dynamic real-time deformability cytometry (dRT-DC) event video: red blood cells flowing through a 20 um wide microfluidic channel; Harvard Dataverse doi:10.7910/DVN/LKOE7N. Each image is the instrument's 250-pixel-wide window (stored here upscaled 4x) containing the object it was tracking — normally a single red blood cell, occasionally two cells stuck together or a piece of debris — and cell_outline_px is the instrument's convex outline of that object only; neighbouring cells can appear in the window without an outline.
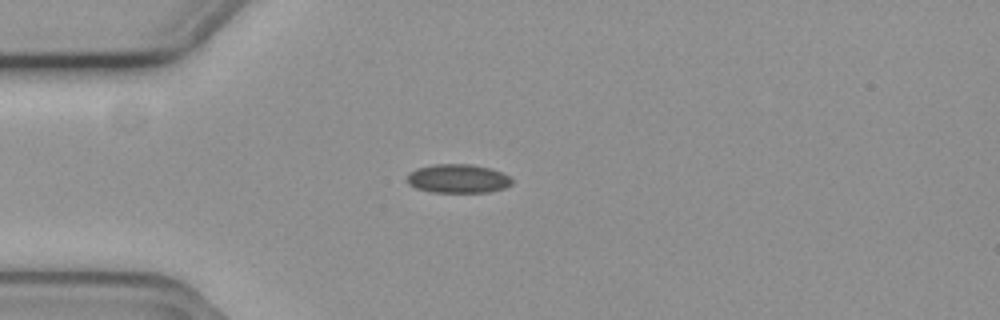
{"species": "common noctule bat (a hibernating species)", "species_latin": "Nyctalus noctula", "temperature_condition": "cold", "stored_images_in_passage": 34, "camera_frame_rate_fps": 3000, "um_per_image_px": 0.085, "animal": {"sex": "female", "body_mass_g": 19.3, "forearm_length_mm": 54.1}, "frame": {"image": 1, "passage_image": 1, "time_ms": 0.0, "image_size_px": [1000, 320], "cell_outline_px": [[512, 184], [504, 188], [488, 192], [432, 192], [416, 188], [408, 184], [408, 172], [416, 168], [432, 164], [472, 164], [492, 168], [508, 176], [512, 180]], "centroid_in_image_um": [38.91, 15.17], "position_along_channel_um": 46.1, "area_um2": 17.69}}
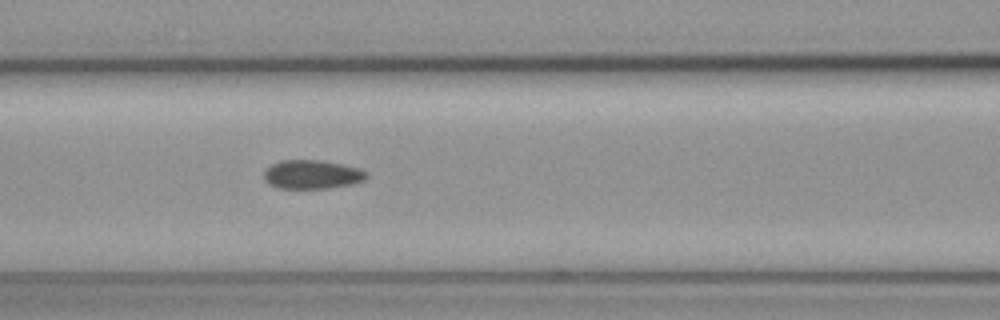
{"frame": {"image": 2, "passage_image": 10, "time_ms": 3.0, "image_size_px": [1000, 320], "cell_outline_px": [[368, 176], [364, 180], [352, 184], [328, 188], [280, 188], [268, 184], [264, 180], [264, 172], [272, 164], [280, 160], [320, 160], [340, 164], [356, 168], [368, 172]], "centroid_in_image_um": [26.51, 14.83], "position_along_channel_um": 140.1, "area_um2": 17.11}}
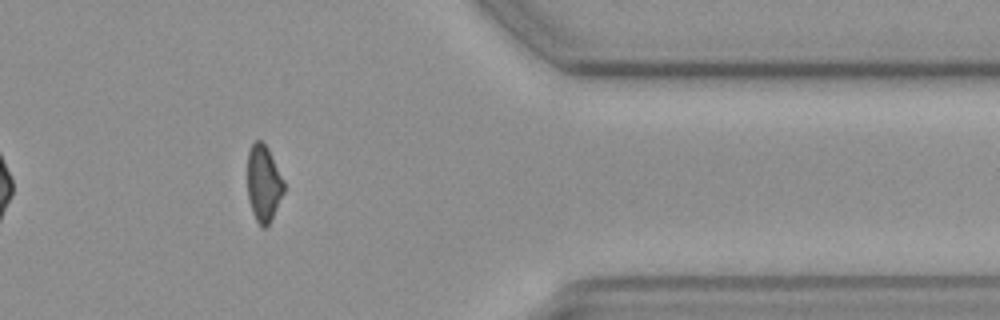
{"frame": {"image": 3, "passage_image": 32, "time_ms": 10.333, "image_size_px": [1000, 320], "cell_outline_px": [[284, 192], [268, 224], [264, 228], [256, 220], [252, 212], [248, 200], [248, 152], [252, 144], [256, 140], [260, 140], [268, 148], [284, 180]], "centroid_in_image_um": [22.4, 15.56], "position_along_channel_um": 389.0, "area_um2": 16.01}, "authors_computed_cell_mechanics": {"area_um2": 17.8024, "velocity_mm_per_s": 3.7009, "shape_relaxation_time_tau1_ms": null, "shape_relaxation_time_tau2_ms": 3.6802, "deformation_change_tau1": null, "deformation_change_tau2": 0.0865}}